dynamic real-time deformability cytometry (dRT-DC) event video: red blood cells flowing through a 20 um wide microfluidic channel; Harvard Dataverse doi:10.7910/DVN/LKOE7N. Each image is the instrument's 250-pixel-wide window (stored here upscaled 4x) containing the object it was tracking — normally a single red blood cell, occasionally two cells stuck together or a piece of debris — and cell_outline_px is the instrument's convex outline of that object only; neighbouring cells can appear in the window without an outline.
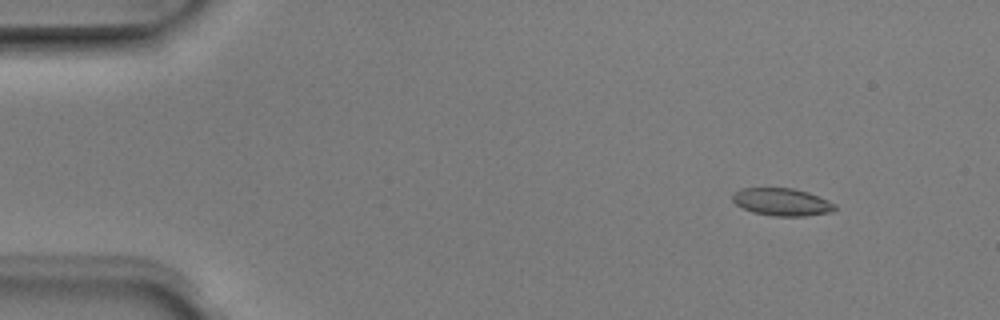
{"species": "Egyptian fruit bat (a non-hibernating species)", "species_latin": "Rousettus aegyptiacus", "temperature_condition": "room temperature", "stored_images_in_passage": 5, "camera_frame_rate_fps": 3000, "um_per_image_px": 0.085, "animal": {"sex": "male"}, "frame": {"image": 1, "passage_image": 2, "time_ms": 0.333, "image_size_px": [1000, 320], "cell_outline_px": [[836, 208], [832, 212], [804, 216], [772, 216], [752, 212], [736, 204], [732, 200], [732, 192], [740, 188], [792, 188], [808, 192], [828, 200], [836, 204]], "centroid_in_image_um": [66.45, 17.16], "position_along_channel_um": 18.6, "area_um2": 16.53}}
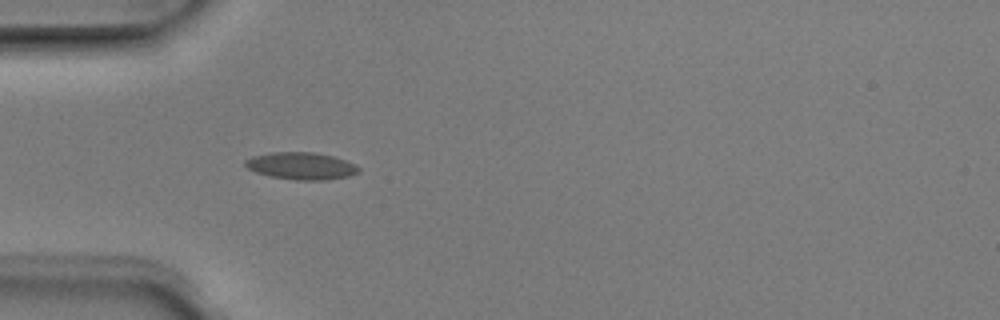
{"frame": {"image": 2, "passage_image": 5, "time_ms": 1.333, "image_size_px": [1000, 320], "cell_outline_px": [[360, 172], [348, 176], [324, 180], [296, 180], [268, 176], [256, 172], [248, 168], [244, 164], [244, 160], [252, 156], [272, 152], [316, 152], [332, 156], [356, 164], [360, 168]], "centroid_in_image_um": [25.6, 14.1], "position_along_channel_um": 59.4, "area_um2": 18.03}}